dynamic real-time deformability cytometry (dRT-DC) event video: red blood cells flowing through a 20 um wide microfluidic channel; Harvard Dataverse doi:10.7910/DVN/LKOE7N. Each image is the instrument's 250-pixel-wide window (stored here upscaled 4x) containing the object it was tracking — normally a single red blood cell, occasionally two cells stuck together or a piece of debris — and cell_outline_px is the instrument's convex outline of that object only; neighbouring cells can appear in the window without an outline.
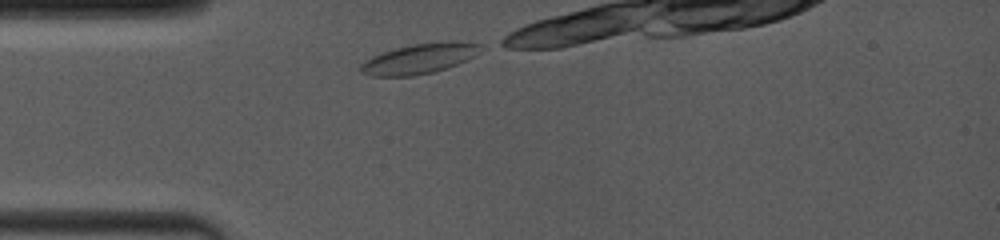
{"species": "common noctule bat (a hibernating species)", "species_latin": "Nyctalus noctula", "temperature_condition": "room temperature", "stored_images_in_passage": 4, "camera_frame_rate_fps": 4000, "um_per_image_px": 0.085, "animal": {"sex": "female", "body_mass_g": 19.0, "forearm_length_mm": 53.3}, "frame": {"image": 1, "passage_image": 1, "time_ms": 0.0, "image_size_px": [1000, 240], "cell_outline_px": [[480, 44], [472, 56], [456, 64], [432, 72], [412, 76], [372, 76], [360, 72], [356, 68], [360, 64], [372, 56], [396, 48], [412, 44]], "centroid_in_image_um": [35.4, 5.06], "position_along_channel_um": 49.6, "area_um2": 19.65}}